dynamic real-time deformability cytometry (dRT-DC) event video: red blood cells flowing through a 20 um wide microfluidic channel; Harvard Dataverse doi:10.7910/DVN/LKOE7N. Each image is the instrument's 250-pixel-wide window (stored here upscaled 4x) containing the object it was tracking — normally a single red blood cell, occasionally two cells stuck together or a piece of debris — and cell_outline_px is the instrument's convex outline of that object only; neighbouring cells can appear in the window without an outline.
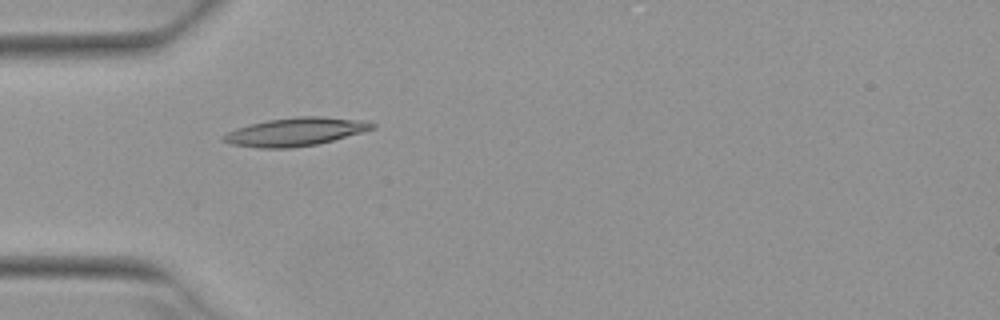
{"species": "Egyptian fruit bat (a non-hibernating species)", "species_latin": "Rousettus aegyptiacus", "temperature_condition": "warm", "stored_images_in_passage": 37, "camera_frame_rate_fps": 3000, "um_per_image_px": 0.085, "animal": {"sex": "female"}, "frame": {"image": 1, "passage_image": 1, "time_ms": 0.0, "image_size_px": [1000, 320], "cell_outline_px": [[376, 128], [332, 140], [316, 144], [292, 148], [260, 148], [232, 144], [220, 140], [220, 136], [236, 128], [268, 120], [296, 116], [324, 116], [368, 120], [376, 124]], "centroid_in_image_um": [25.13, 11.19], "position_along_channel_um": 59.9, "area_um2": 24.57}}
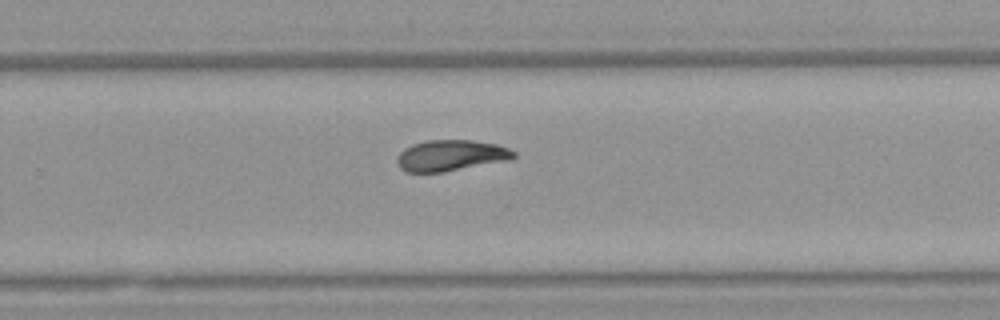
{"frame": {"image": 2, "passage_image": 19, "time_ms": 6.0, "image_size_px": [1000, 320], "cell_outline_px": [[516, 156], [512, 160], [444, 172], [404, 172], [396, 164], [396, 160], [400, 152], [404, 148], [412, 144], [428, 140], [472, 140], [496, 144], [508, 148], [516, 152]], "centroid_in_image_um": [38.33, 13.22], "position_along_channel_um": 291.5, "area_um2": 21.39}}
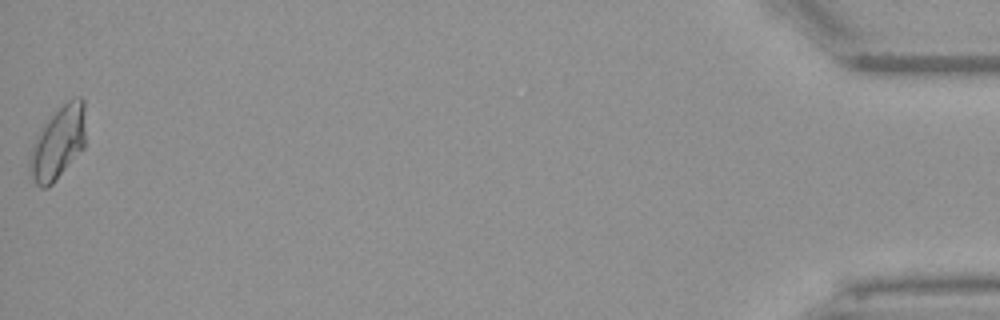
{"frame": {"image": 3, "passage_image": 37, "time_ms": 12.0, "image_size_px": [1000, 320], "cell_outline_px": [[84, 148], [52, 184], [48, 188], [40, 188], [36, 184], [32, 176], [28, 164], [28, 160], [32, 144], [36, 136], [44, 124], [72, 96], [80, 96], [84, 100]], "centroid_in_image_um": [4.92, 12.15], "position_along_channel_um": 430.3, "area_um2": 23.52}, "authors_computed_cell_mechanics": {"area_um2": 21.386, "velocity_mm_per_s": 3.9208, "shape_relaxation_time_tau1_ms": null, "shape_relaxation_time_tau2_ms": 5.3167, "deformation_change_tau1": null, "deformation_change_tau2": 0.117}}